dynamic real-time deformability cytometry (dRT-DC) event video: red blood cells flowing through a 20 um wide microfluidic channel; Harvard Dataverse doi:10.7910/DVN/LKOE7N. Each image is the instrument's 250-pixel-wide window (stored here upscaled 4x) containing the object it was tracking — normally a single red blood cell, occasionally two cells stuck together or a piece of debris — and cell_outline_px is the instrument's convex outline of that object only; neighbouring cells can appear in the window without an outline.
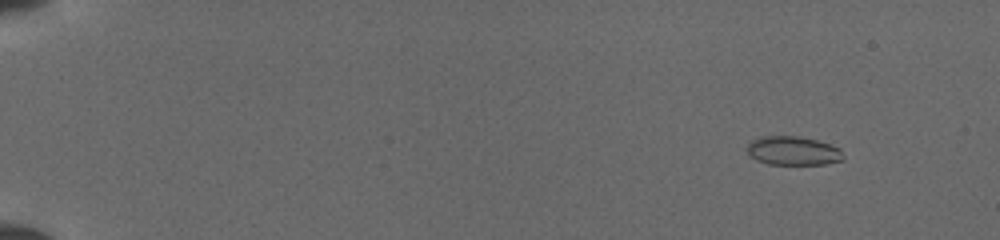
{"species": "common noctule bat (a hibernating species)", "species_latin": "Nyctalus noctula", "temperature_condition": "cold", "stored_images_in_passage": 52, "camera_frame_rate_fps": 3000, "um_per_image_px": 0.085, "animal": {"sex": "female", "body_mass_g": 19.5, "forearm_length_mm": 54.1}, "frame": {"image": 1, "passage_image": 6, "time_ms": 1.667, "image_size_px": [1000, 240], "cell_outline_px": [[844, 160], [824, 164], [768, 164], [756, 160], [748, 152], [748, 144], [752, 140], [760, 136], [796, 136], [816, 140], [840, 148], [844, 156]], "centroid_in_image_um": [67.42, 12.82], "position_along_channel_um": 17.6, "area_um2": 16.07}}
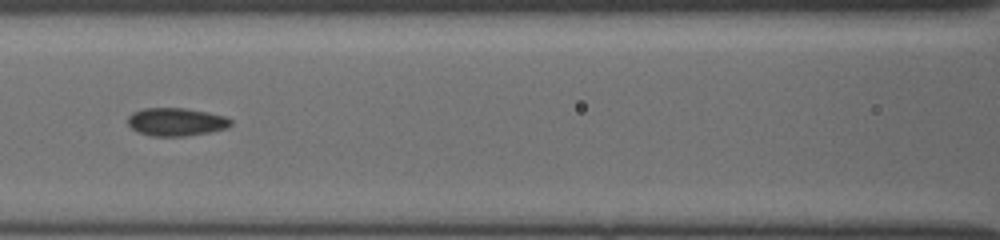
{"frame": {"image": 2, "passage_image": 26, "time_ms": 8.333, "image_size_px": [1000, 240], "cell_outline_px": [[232, 124], [228, 128], [212, 132], [184, 136], [152, 136], [136, 132], [128, 124], [128, 116], [132, 112], [144, 108], [184, 108], [208, 112], [224, 116], [232, 120]], "centroid_in_image_um": [14.98, 10.36], "position_along_channel_um": 151.6, "area_um2": 16.99}}
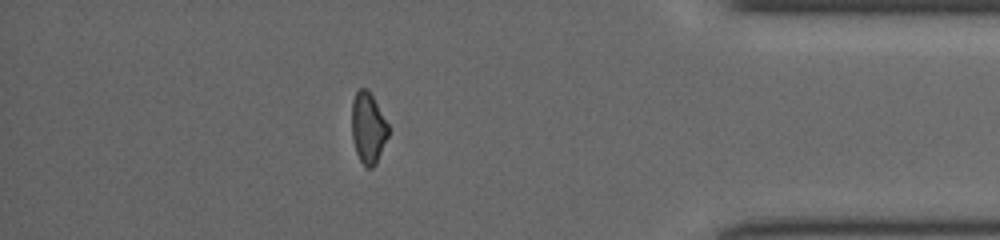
{"frame": {"image": 3, "passage_image": 46, "time_ms": 15.0, "image_size_px": [1000, 240], "cell_outline_px": [[388, 136], [376, 164], [372, 168], [368, 168], [360, 160], [356, 152], [352, 140], [352, 100], [356, 92], [360, 88], [368, 88], [388, 124]], "centroid_in_image_um": [31.28, 10.86], "position_along_channel_um": 403.9, "area_um2": 15.09}}